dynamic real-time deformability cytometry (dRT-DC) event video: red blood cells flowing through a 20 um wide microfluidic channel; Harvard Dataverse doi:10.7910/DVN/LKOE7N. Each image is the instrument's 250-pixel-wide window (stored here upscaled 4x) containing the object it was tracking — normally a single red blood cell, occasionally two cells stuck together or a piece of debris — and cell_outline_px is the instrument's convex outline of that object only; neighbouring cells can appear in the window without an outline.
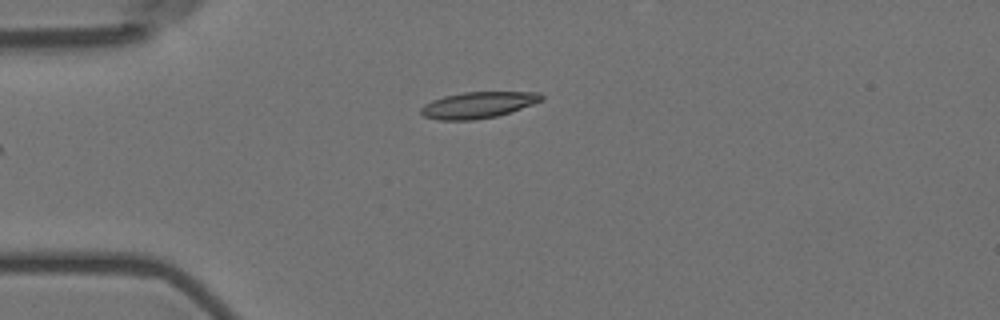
{"species": "Egyptian fruit bat (a non-hibernating species)", "species_latin": "Rousettus aegyptiacus", "temperature_condition": "room temperature", "stored_images_in_passage": 6, "camera_frame_rate_fps": 3000, "um_per_image_px": 0.085, "animal": {"sex": "female"}, "frame": {"image": 1, "passage_image": 6, "time_ms": 1.667, "image_size_px": [1000, 320], "cell_outline_px": [[544, 100], [496, 116], [472, 120], [440, 120], [424, 116], [420, 112], [420, 108], [424, 104], [432, 100], [444, 96], [464, 92], [540, 92], [544, 96]], "centroid_in_image_um": [40.62, 8.91], "position_along_channel_um": 44.4, "area_um2": 18.32}}